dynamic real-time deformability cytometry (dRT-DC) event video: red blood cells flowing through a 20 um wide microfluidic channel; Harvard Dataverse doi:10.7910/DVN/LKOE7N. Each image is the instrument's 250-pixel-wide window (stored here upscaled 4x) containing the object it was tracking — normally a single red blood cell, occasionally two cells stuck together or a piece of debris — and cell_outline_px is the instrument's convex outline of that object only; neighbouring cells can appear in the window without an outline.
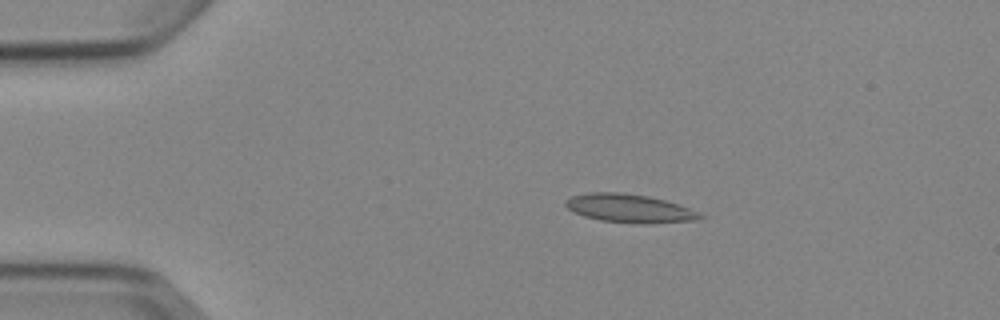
{"species": "Egyptian fruit bat (a non-hibernating species)", "species_latin": "Rousettus aegyptiacus", "temperature_condition": "cold", "stored_images_in_passage": 7, "camera_frame_rate_fps": 3000, "um_per_image_px": 0.085, "animal": {"sex": "female"}, "frame": {"image": 1, "passage_image": 3, "time_ms": 2.333, "image_size_px": [1000, 320], "cell_outline_px": [[708, 216], [700, 220], [652, 224], [636, 224], [600, 220], [584, 216], [572, 212], [564, 204], [564, 200], [572, 196], [588, 192], [620, 192], [648, 196], [680, 204], [700, 212]], "centroid_in_image_um": [53.56, 17.72], "position_along_channel_um": 31.4, "area_um2": 22.83}}
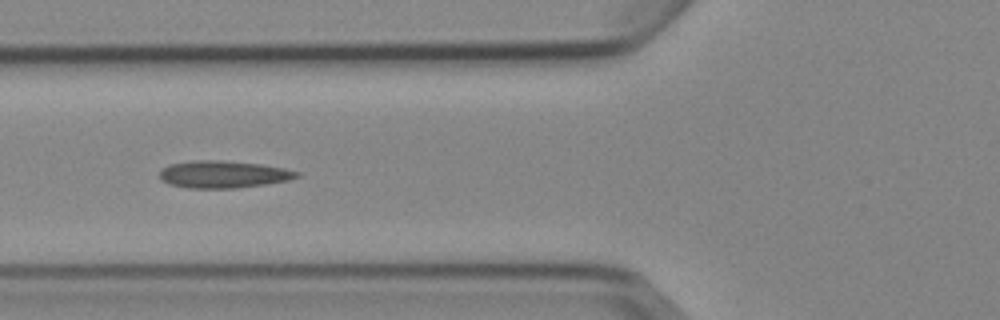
{"frame": {"image": 2, "passage_image": 6, "time_ms": 5.667, "image_size_px": [1000, 320], "cell_outline_px": [[300, 176], [288, 180], [264, 184], [236, 188], [188, 188], [168, 184], [160, 180], [160, 168], [168, 164], [192, 160], [220, 160], [260, 164], [284, 168], [300, 172]], "centroid_in_image_um": [18.92, 14.81], "position_along_channel_um": 106.9, "area_um2": 21.91}}
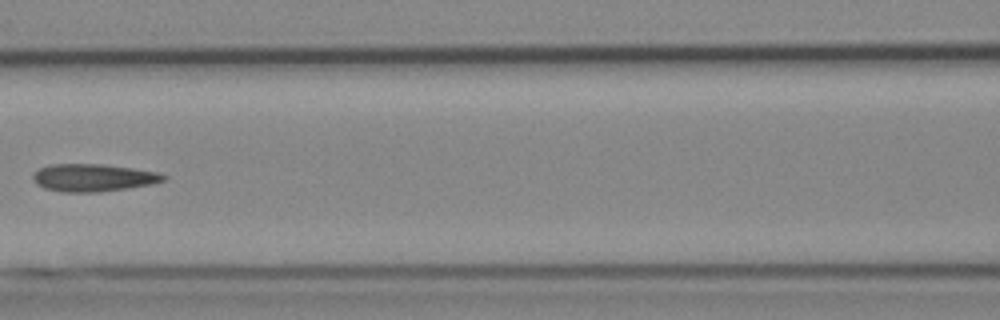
{"frame": {"image": 3, "passage_image": 7, "time_ms": 7.0, "image_size_px": [1000, 320], "cell_outline_px": [[168, 180], [152, 184], [128, 188], [100, 192], [60, 192], [44, 188], [36, 184], [32, 180], [32, 172], [48, 164], [100, 164], [132, 168], [160, 172], [168, 176]], "centroid_in_image_um": [7.92, 15.1], "position_along_channel_um": 158.7, "area_um2": 21.33}}